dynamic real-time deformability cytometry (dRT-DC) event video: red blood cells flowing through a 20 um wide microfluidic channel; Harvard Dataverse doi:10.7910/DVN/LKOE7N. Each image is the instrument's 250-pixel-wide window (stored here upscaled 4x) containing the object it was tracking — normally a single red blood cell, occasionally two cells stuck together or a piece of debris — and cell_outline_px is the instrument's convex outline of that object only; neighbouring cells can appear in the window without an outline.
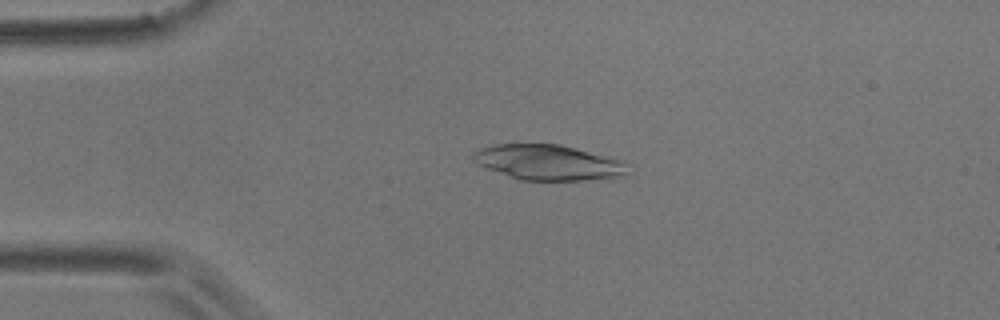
{"species": "common noctule bat (a hibernating species)", "species_latin": "Nyctalus noctula", "temperature_condition": "room temperature", "stored_images_in_passage": 55, "camera_frame_rate_fps": 3000, "um_per_image_px": 0.085, "animal": {"sex": "male", "body_mass_g": 17.9}, "frame": {"image": 1, "passage_image": 12, "time_ms": 3.667, "image_size_px": [1000, 320], "cell_outline_px": [[624, 176], [584, 180], [524, 180], [476, 164], [472, 160], [472, 152], [480, 148], [496, 144], [560, 144], [624, 160]], "centroid_in_image_um": [46.57, 13.79], "position_along_channel_um": 38.4, "area_um2": 31.39}}
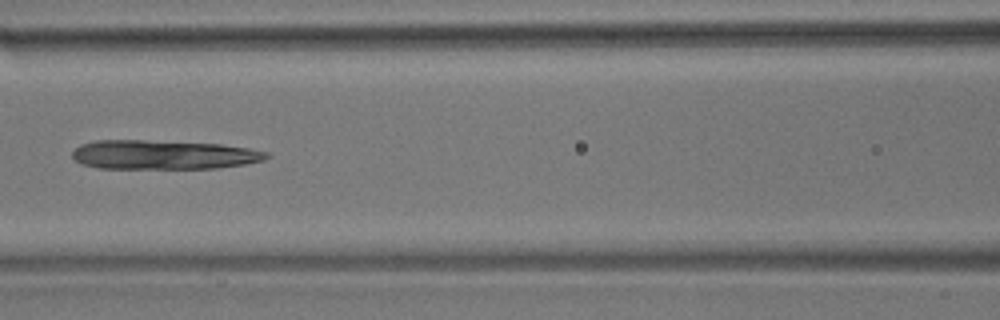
{"frame": {"image": 2, "passage_image": 24, "time_ms": 7.667, "image_size_px": [1000, 320], "cell_outline_px": [[272, 156], [264, 160], [244, 164], [216, 168], [100, 168], [80, 164], [72, 156], [72, 152], [80, 144], [96, 140], [144, 140], [220, 144], [248, 148], [268, 152]], "centroid_in_image_um": [13.88, 13.15], "position_along_channel_um": 152.7, "area_um2": 33.0}}
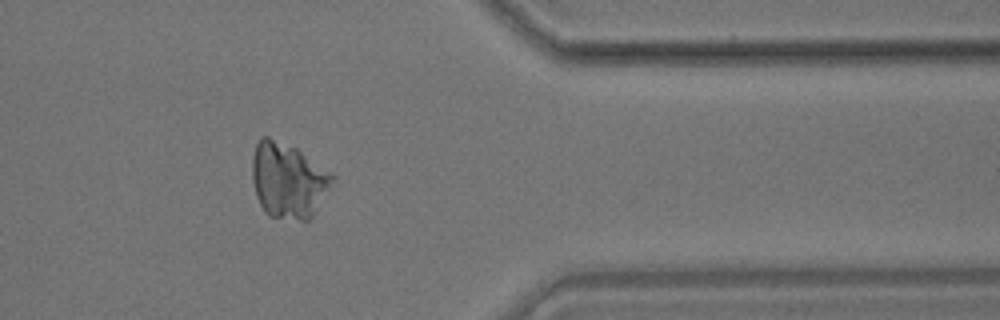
{"frame": {"image": 3, "passage_image": 45, "time_ms": 14.667, "image_size_px": [1000, 320], "cell_outline_px": [[336, 180], [312, 216], [308, 220], [300, 220], [268, 216], [264, 212], [256, 196], [252, 180], [252, 156], [256, 144], [264, 136], [268, 136], [296, 148], [332, 172], [336, 176]], "centroid_in_image_um": [24.51, 15.33], "position_along_channel_um": 386.9, "area_um2": 35.43}}